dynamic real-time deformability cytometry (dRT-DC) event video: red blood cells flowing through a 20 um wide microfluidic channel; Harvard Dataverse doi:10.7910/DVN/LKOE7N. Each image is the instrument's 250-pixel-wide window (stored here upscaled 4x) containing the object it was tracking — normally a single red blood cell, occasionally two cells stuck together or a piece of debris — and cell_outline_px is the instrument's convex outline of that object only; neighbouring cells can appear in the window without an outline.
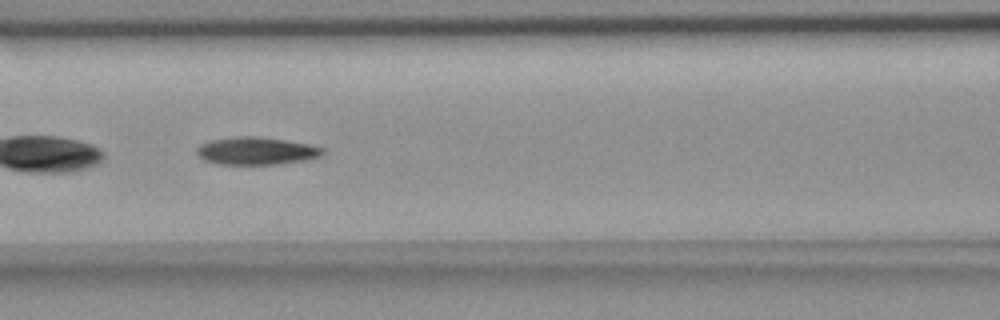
{"species": "common noctule bat (a hibernating species)", "species_latin": "Nyctalus noctula", "temperature_condition": "room temperature", "stored_images_in_passage": 48, "camera_frame_rate_fps": 3000, "um_per_image_px": 0.085, "animal": {"sex": "female", "body_mass_g": 18.4}, "frame": {"image": 1, "passage_image": 23, "time_ms": 7.333, "image_size_px": [1000, 320], "cell_outline_px": [[324, 152], [320, 156], [304, 160], [276, 164], [220, 164], [204, 160], [196, 152], [196, 148], [200, 144], [212, 140], [240, 136], [256, 136], [284, 140], [308, 144], [324, 148]], "centroid_in_image_um": [21.77, 12.82], "position_along_channel_um": 144.8, "area_um2": 20.0}}
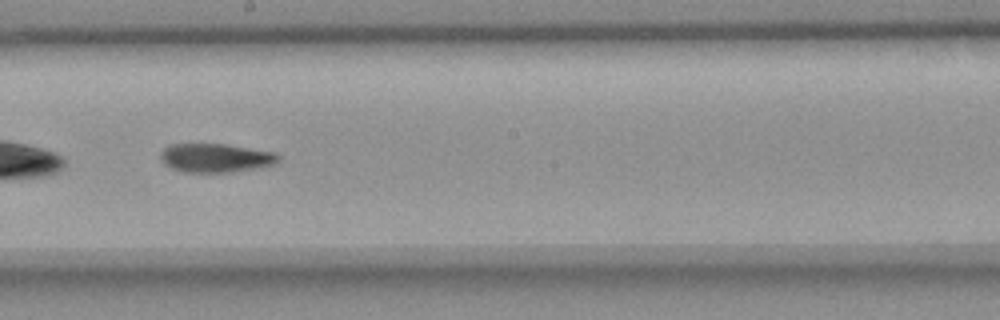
{"frame": {"image": 2, "passage_image": 30, "time_ms": 9.667, "image_size_px": [1000, 320], "cell_outline_px": [[280, 160], [272, 164], [260, 168], [232, 172], [180, 172], [164, 164], [160, 156], [164, 148], [168, 144], [224, 144], [276, 152], [280, 156]], "centroid_in_image_um": [18.34, 13.42], "position_along_channel_um": 229.9, "area_um2": 19.88}}
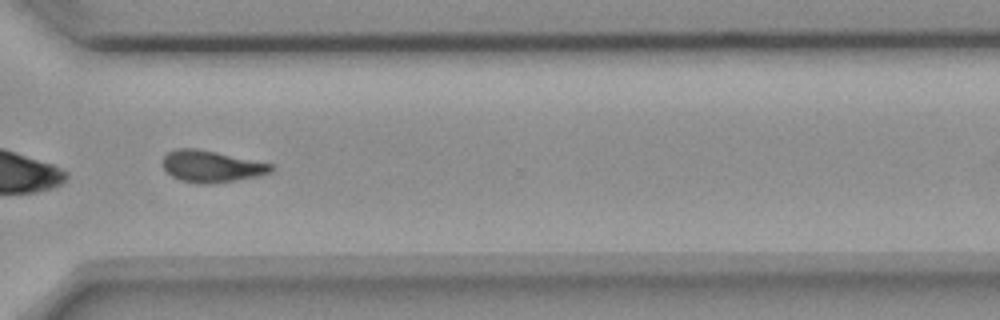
{"frame": {"image": 3, "passage_image": 40, "time_ms": 13.0, "image_size_px": [1000, 320], "cell_outline_px": [[272, 172], [256, 176], [236, 180], [208, 184], [200, 184], [180, 180], [172, 176], [164, 168], [164, 156], [168, 152], [176, 148], [196, 148], [272, 164]], "centroid_in_image_um": [17.95, 14.14], "position_along_channel_um": 352.7, "area_um2": 19.65}, "authors_computed_cell_mechanics": {"area_um2": 20.1144, "velocity_mm_per_s": 3.6615, "shape_relaxation_time_tau1_ms": 9.6762, "shape_relaxation_time_tau2_ms": 4.7407, "deformation_change_tau1": 0.22, "deformation_change_tau2": 0.1258}}